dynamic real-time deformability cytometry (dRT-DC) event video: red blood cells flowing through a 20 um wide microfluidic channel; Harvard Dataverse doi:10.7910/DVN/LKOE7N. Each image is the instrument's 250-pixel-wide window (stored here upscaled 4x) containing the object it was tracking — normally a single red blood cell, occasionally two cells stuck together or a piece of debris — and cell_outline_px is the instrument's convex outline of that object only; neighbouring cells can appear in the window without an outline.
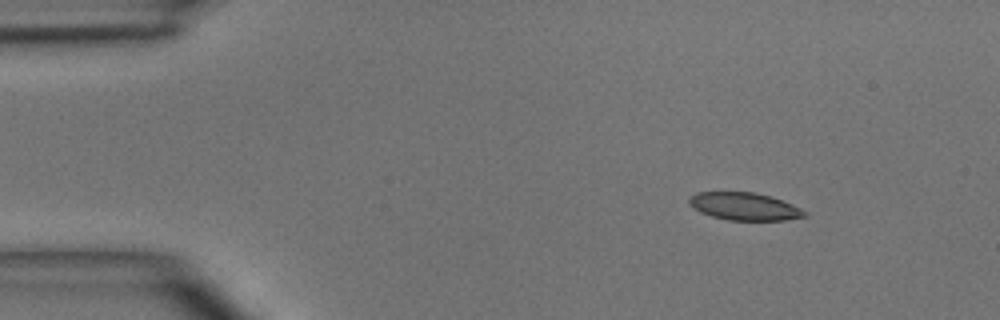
{"species": "common noctule bat (a hibernating species)", "species_latin": "Nyctalus noctula", "temperature_condition": "room temperature", "stored_images_in_passage": 3, "camera_frame_rate_fps": 3000, "um_per_image_px": 0.085, "animal": {"sex": "male", "body_mass_g": 15.6}, "frame": {"image": 1, "passage_image": 1, "time_ms": 0.0, "image_size_px": [1000, 320], "cell_outline_px": [[808, 216], [784, 220], [728, 220], [712, 216], [700, 212], [688, 200], [696, 192], [756, 192], [772, 196], [792, 204], [808, 212]], "centroid_in_image_um": [63.34, 17.54], "position_along_channel_um": 21.7, "area_um2": 18.5}}